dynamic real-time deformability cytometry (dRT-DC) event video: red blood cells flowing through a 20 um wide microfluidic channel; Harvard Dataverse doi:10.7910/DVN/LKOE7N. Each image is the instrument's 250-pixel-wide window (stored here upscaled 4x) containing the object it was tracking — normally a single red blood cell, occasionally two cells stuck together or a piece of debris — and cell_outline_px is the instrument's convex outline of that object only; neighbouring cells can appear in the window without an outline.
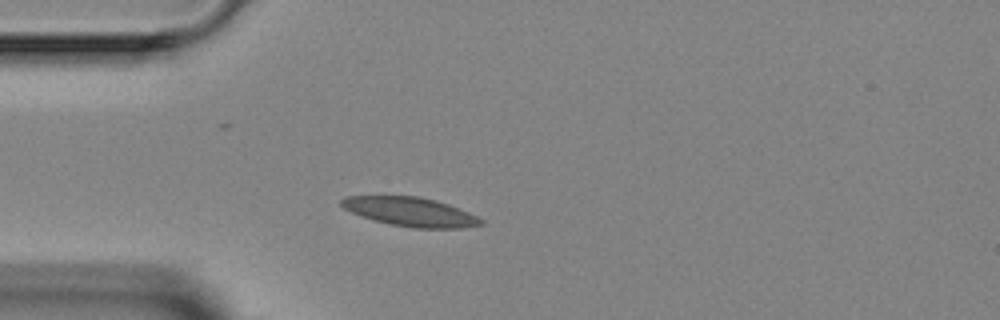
{"species": "Egyptian fruit bat (a non-hibernating species)", "species_latin": "Rousettus aegyptiacus", "temperature_condition": "room temperature", "stored_images_in_passage": 1, "camera_frame_rate_fps": 3000, "um_per_image_px": 0.085, "animal": {"sex": "female"}, "frame": {"image": 1, "passage_image": 1, "time_ms": 0.0, "image_size_px": [1000, 320], "cell_outline_px": [[484, 224], [460, 228], [412, 228], [372, 220], [360, 216], [344, 208], [340, 204], [340, 200], [348, 196], [420, 196], [436, 200], [448, 204], [468, 212], [484, 220]], "centroid_in_image_um": [34.88, 18.0], "position_along_channel_um": 50.1, "area_um2": 23.52}}